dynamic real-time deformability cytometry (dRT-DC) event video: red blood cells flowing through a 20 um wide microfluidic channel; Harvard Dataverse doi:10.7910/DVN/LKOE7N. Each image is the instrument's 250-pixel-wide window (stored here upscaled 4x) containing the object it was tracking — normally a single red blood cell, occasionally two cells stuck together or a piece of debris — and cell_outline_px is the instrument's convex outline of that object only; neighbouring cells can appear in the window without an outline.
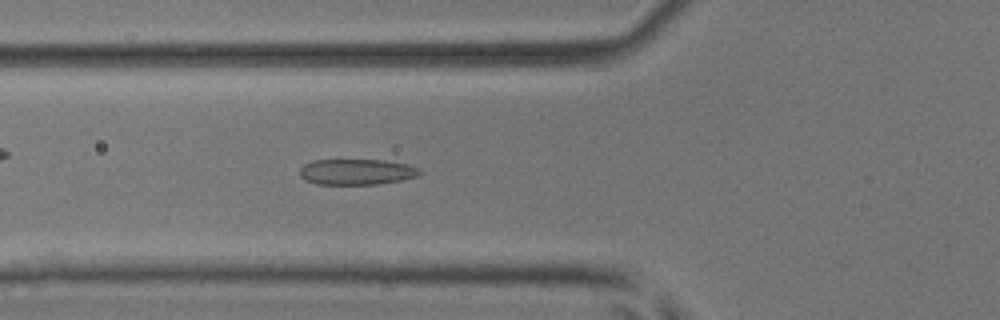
{"species": "common noctule bat (a hibernating species)", "species_latin": "Nyctalus noctula", "temperature_condition": "room temperature", "stored_images_in_passage": 44, "camera_frame_rate_fps": 3000, "um_per_image_px": 0.085, "animal": {"sex": "male", "body_mass_g": 17.9, "forearm_length_mm": 54.2}, "frame": {"image": 1, "passage_image": 18, "time_ms": 5.667, "image_size_px": [1000, 320], "cell_outline_px": [[420, 176], [404, 180], [376, 184], [316, 184], [304, 180], [300, 176], [300, 168], [304, 164], [312, 160], [384, 160], [408, 164], [420, 168]], "centroid_in_image_um": [30.33, 14.61], "position_along_channel_um": 95.5, "area_um2": 18.21}}
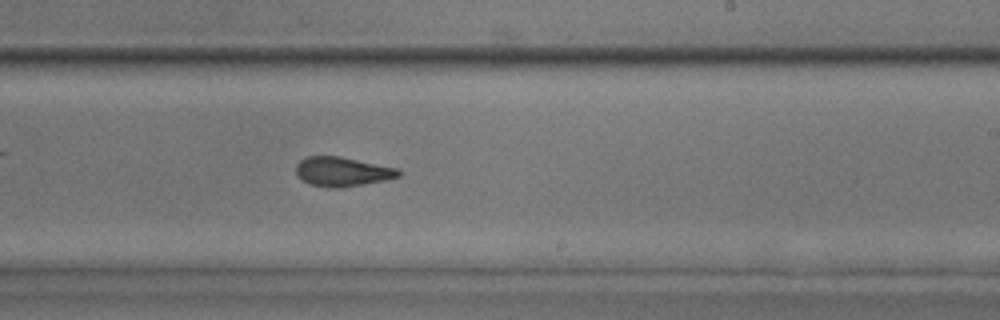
{"frame": {"image": 2, "passage_image": 30, "time_ms": 9.667, "image_size_px": [1000, 320], "cell_outline_px": [[404, 172], [400, 176], [384, 180], [364, 184], [340, 188], [328, 188], [308, 184], [296, 172], [296, 164], [300, 160], [308, 156], [340, 156], [400, 168]], "centroid_in_image_um": [29.15, 14.59], "position_along_channel_um": 259.9, "area_um2": 17.74}}
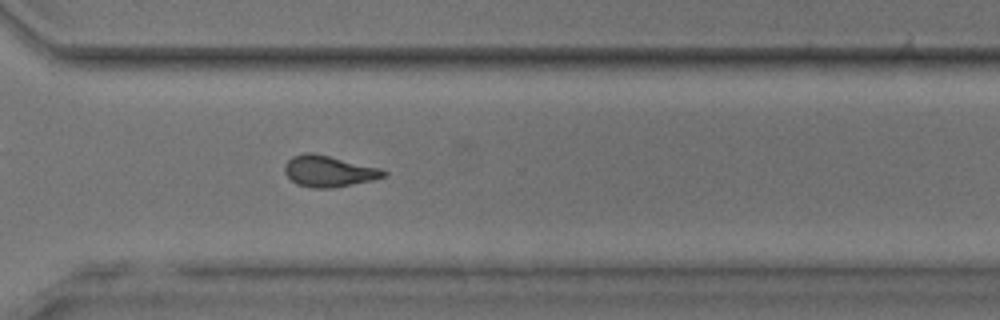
{"frame": {"image": 3, "passage_image": 36, "time_ms": 11.667, "image_size_px": [1000, 320], "cell_outline_px": [[388, 172], [384, 176], [372, 180], [332, 188], [312, 188], [296, 184], [284, 172], [284, 164], [292, 156], [304, 152], [312, 152], [380, 168]], "centroid_in_image_um": [27.9, 14.55], "position_along_channel_um": 342.7, "area_um2": 17.92}, "authors_computed_cell_mechanics": {"area_um2": 18.0047, "velocity_mm_per_s": 4.1228, "shape_relaxation_time_tau1_ms": 3.9089, "shape_relaxation_time_tau2_ms": 1.5769, "deformation_change_tau1": 0.1365, "deformation_change_tau2": 0.0921}}